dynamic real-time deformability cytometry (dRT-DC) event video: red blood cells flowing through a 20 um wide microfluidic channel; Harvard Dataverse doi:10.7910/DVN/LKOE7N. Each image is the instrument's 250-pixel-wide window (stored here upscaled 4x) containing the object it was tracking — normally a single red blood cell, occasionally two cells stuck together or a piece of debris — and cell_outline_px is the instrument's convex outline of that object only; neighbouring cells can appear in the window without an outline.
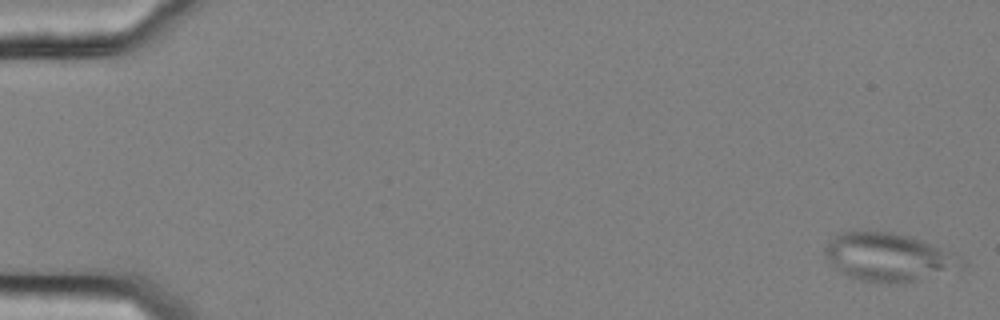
{"species": "common noctule bat (a hibernating species)", "species_latin": "Nyctalus noctula", "temperature_condition": "cold", "stored_images_in_passage": 12, "camera_frame_rate_fps": 3000, "um_per_image_px": 0.085, "animal": {"sex": "female", "body_mass_g": 25.1}, "frame": {"image": 1, "passage_image": 1, "time_ms": 0.0, "image_size_px": [1000, 320], "cell_outline_px": [[968, 264], [960, 268], [916, 280], [892, 284], [888, 284], [860, 280], [848, 276], [840, 272], [824, 256], [824, 248], [828, 240], [840, 232], [892, 232], [908, 236], [920, 240], [960, 256]], "centroid_in_image_um": [75.48, 21.87], "position_along_channel_um": 9.5, "area_um2": 38.03}}